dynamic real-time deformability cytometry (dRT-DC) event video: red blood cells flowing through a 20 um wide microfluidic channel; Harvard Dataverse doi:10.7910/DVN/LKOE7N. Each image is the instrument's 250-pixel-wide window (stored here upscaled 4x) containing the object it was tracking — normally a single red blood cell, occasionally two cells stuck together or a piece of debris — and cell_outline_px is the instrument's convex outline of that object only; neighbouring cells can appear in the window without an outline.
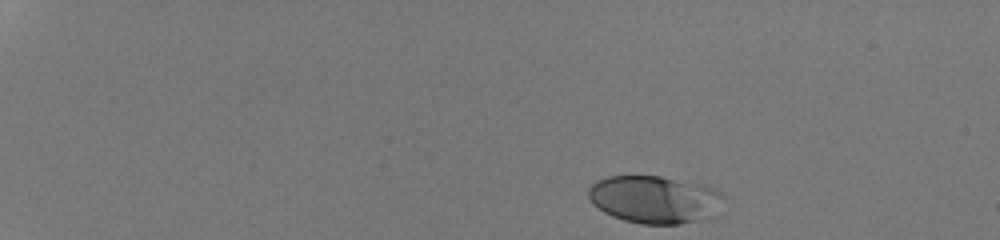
{"species": "human", "species_latin": "Homo sapiens", "temperature_condition": "room temperature", "stored_images_in_passage": 38, "camera_frame_rate_fps": 3000, "um_per_image_px": 0.085, "donor": {"sex": "male"}, "frame": {"image": 1, "passage_image": 1, "time_ms": 0.0, "image_size_px": [1000, 240], "cell_outline_px": [[724, 196], [716, 216], [708, 220], [680, 224], [640, 224], [624, 220], [612, 216], [604, 212], [592, 204], [588, 196], [588, 188], [596, 180], [608, 176], [660, 176], [700, 184], [712, 188], [720, 192]], "centroid_in_image_um": [55.66, 16.97], "position_along_channel_um": 29.3, "area_um2": 37.97}}
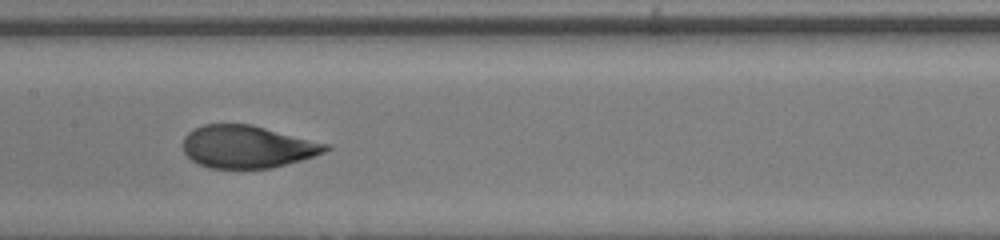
{"frame": {"image": 2, "passage_image": 22, "time_ms": 7.0, "image_size_px": [1000, 240], "cell_outline_px": [[332, 148], [324, 152], [300, 160], [272, 168], [208, 168], [192, 160], [184, 152], [184, 136], [188, 132], [204, 124], [252, 124], [332, 144]], "centroid_in_image_um": [21.07, 12.46], "position_along_channel_um": 186.3, "area_um2": 35.43}}
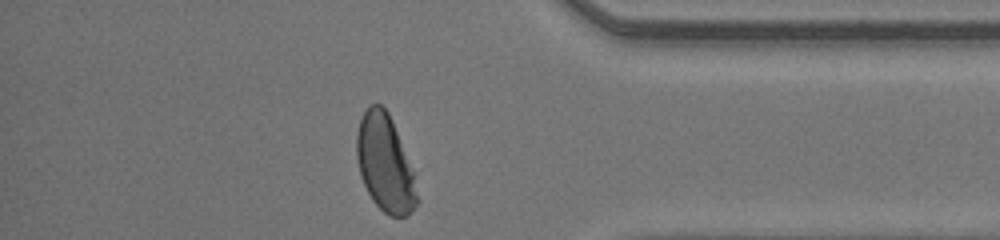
{"frame": {"image": 3, "passage_image": 38, "time_ms": 12.333, "image_size_px": [1000, 240], "cell_outline_px": [[420, 200], [408, 216], [388, 216], [372, 200], [360, 176], [356, 156], [356, 132], [360, 120], [364, 112], [372, 104], [380, 104], [388, 112], [392, 120], [416, 172]], "centroid_in_image_um": [32.78, 13.92], "position_along_channel_um": 402.4, "area_um2": 34.85}, "authors_computed_cell_mechanics": {"area_um2": 36.3851, "velocity_mm_per_s": 4.2519, "shape_relaxation_time_tau1_ms": 3.8781, "shape_relaxation_time_tau2_ms": null, "deformation_change_tau1": 0.1915, "deformation_change_tau2": null}}